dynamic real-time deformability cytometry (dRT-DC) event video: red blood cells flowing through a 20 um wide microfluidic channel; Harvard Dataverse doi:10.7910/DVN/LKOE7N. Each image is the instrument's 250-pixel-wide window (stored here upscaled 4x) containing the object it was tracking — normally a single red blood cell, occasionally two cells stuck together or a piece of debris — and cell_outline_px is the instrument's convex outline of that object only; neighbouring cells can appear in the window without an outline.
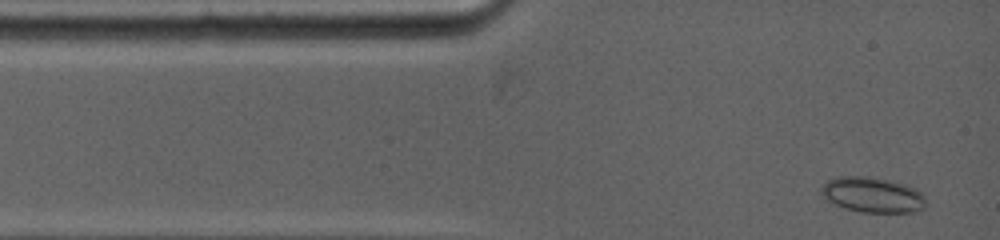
{"species": "common noctule bat (a hibernating species)", "species_latin": "Nyctalus noctula", "temperature_condition": "warm", "stored_images_in_passage": 32, "camera_frame_rate_fps": 5000, "um_per_image_px": 0.085, "animal": {"sex": "female", "body_mass_g": 19.0, "forearm_length_mm": 53.3}, "frame": {"image": 1, "passage_image": 1, "time_ms": 0.0, "image_size_px": [1000, 240], "cell_outline_px": [[924, 208], [916, 212], [860, 212], [844, 208], [824, 200], [820, 192], [820, 188], [828, 180], [836, 176], [868, 176], [888, 180], [904, 184], [916, 188], [924, 196]], "centroid_in_image_um": [74.11, 16.56], "position_along_channel_um": 10.9, "area_um2": 21.73}}
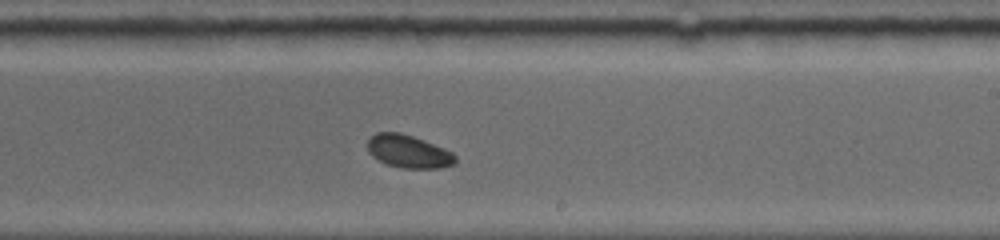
{"frame": {"image": 2, "passage_image": 20, "time_ms": 7.2, "image_size_px": [1000, 240], "cell_outline_px": [[456, 164], [440, 168], [400, 168], [388, 164], [372, 156], [368, 152], [368, 140], [376, 132], [400, 132], [424, 140], [444, 148], [452, 152], [456, 156]], "centroid_in_image_um": [34.74, 12.87], "position_along_channel_um": 254.3, "area_um2": 16.82}}
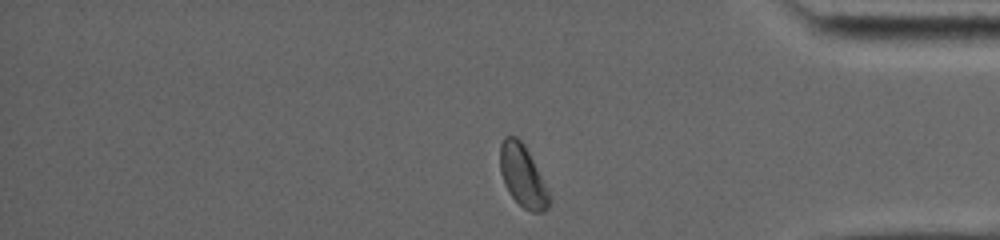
{"frame": {"image": 3, "passage_image": 31, "time_ms": 11.2, "image_size_px": [1000, 240], "cell_outline_px": [[552, 200], [548, 208], [544, 212], [532, 212], [524, 208], [508, 192], [504, 184], [500, 172], [500, 144], [504, 136], [516, 136], [524, 144]], "centroid_in_image_um": [44.4, 14.96], "position_along_channel_um": 390.8, "area_um2": 17.46}, "authors_computed_cell_mechanics": {"area_um2": 17.2822, "velocity_mm_per_s": 3.9065, "shape_relaxation_time_tau1_ms": null, "shape_relaxation_time_tau2_ms": 3.1357, "deformation_change_tau1": null, "deformation_change_tau2": 0.038}}